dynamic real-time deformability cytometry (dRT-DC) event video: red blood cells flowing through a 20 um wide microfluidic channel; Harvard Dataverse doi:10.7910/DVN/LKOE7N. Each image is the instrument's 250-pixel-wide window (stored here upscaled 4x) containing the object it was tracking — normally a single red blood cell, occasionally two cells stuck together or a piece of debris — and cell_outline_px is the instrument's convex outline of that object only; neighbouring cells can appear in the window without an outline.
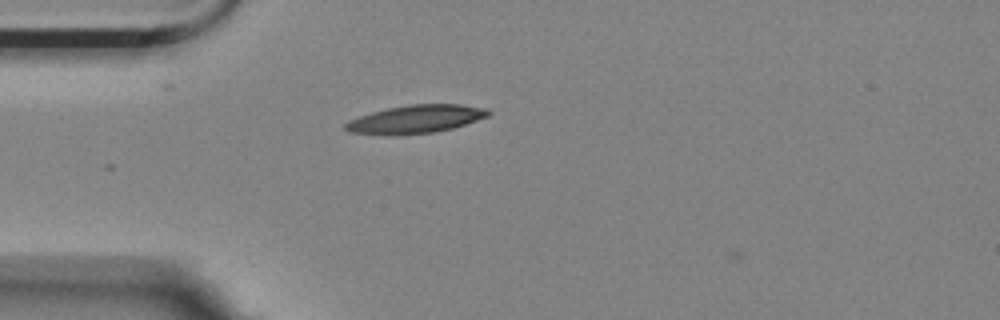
{"species": "Egyptian fruit bat (a non-hibernating species)", "species_latin": "Rousettus aegyptiacus", "temperature_condition": "room temperature", "stored_images_in_passage": 1, "camera_frame_rate_fps": 3000, "um_per_image_px": 0.085, "animal": {"sex": "female"}, "frame": {"image": 1, "passage_image": 1, "time_ms": 0.0, "image_size_px": [1000, 320], "cell_outline_px": [[492, 112], [488, 116], [452, 128], [432, 132], [348, 132], [344, 128], [344, 124], [348, 120], [372, 112], [388, 108], [408, 104], [460, 104], [488, 108]], "centroid_in_image_um": [35.42, 10.06], "position_along_channel_um": 49.6, "area_um2": 22.31}}